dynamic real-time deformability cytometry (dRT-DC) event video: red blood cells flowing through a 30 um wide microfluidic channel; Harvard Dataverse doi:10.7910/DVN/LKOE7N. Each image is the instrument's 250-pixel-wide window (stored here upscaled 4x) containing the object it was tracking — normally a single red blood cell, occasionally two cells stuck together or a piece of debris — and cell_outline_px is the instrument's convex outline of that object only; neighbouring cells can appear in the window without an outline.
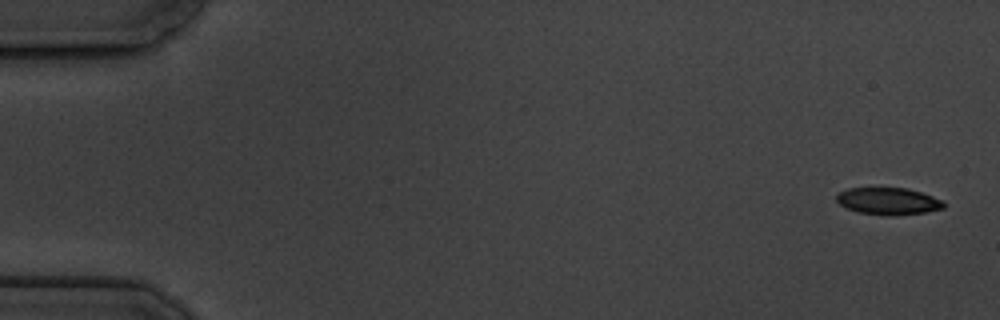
{"species": "common noctule bat (a hibernating species)", "species_latin": "Nyctalus noctula", "temperature_condition": "cold", "stored_images_in_passage": 4, "camera_frame_rate_fps": 3000, "um_per_image_px": 0.085, "animal": {"sex": "male", "body_mass_g": 19.5, "forearm_length_mm": 54.6}, "frame": {"image": 1, "passage_image": 1, "time_ms": 0.0, "image_size_px": [1000, 320], "cell_outline_px": [[944, 208], [924, 212], [896, 216], [888, 216], [856, 212], [840, 204], [836, 200], [836, 196], [840, 192], [848, 188], [908, 188], [944, 200]], "centroid_in_image_um": [75.51, 17.1], "position_along_channel_um": 9.5, "area_um2": 16.94}}